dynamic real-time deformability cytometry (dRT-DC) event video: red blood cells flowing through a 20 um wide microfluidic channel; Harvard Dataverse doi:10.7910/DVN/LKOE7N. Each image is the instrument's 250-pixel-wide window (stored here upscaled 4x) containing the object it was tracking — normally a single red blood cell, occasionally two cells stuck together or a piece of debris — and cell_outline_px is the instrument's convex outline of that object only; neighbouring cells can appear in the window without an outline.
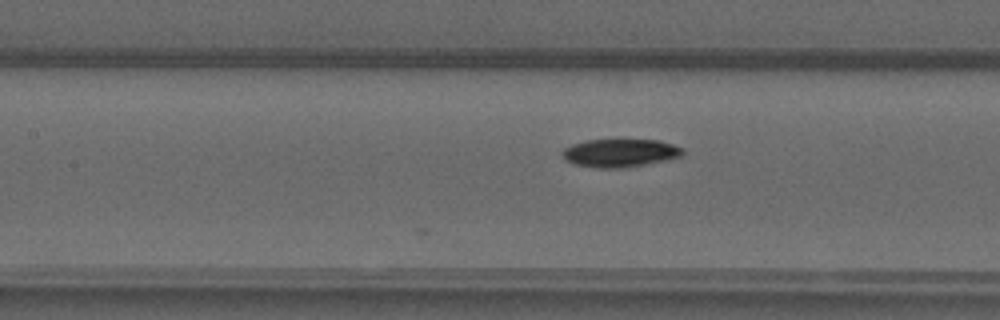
{"species": "common noctule bat (a hibernating species)", "species_latin": "Nyctalus noctula", "temperature_condition": "warm", "stored_images_in_passage": 8, "camera_frame_rate_fps": 3000, "um_per_image_px": 0.085, "animal": {"sex": "male", "forearm_length_mm": 52.5}, "frame": {"image": 1, "passage_image": 8, "time_ms": 2.333, "image_size_px": [1000, 320], "cell_outline_px": [[684, 152], [680, 156], [664, 160], [644, 164], [620, 168], [596, 168], [576, 164], [568, 160], [560, 152], [564, 148], [572, 144], [584, 140], [620, 136], [660, 140], [684, 148]], "centroid_in_image_um": [52.7, 12.92], "position_along_channel_um": 154.7, "area_um2": 20.58}}